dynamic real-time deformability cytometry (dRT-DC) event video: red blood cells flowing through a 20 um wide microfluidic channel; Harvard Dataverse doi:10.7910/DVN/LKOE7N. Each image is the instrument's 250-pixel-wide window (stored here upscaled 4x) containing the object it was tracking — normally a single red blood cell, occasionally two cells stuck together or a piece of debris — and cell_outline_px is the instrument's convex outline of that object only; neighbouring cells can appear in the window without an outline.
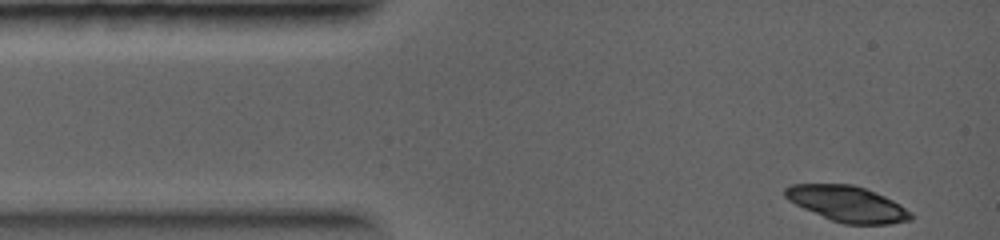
{"species": "common noctule bat (a hibernating species)", "species_latin": "Nyctalus noctula", "temperature_condition": "warm", "stored_images_in_passage": 2, "camera_frame_rate_fps": 5000, "um_per_image_px": 0.085, "animal": {"sex": "female", "body_mass_g": 19.0, "forearm_length_mm": 56.7}, "frame": {"image": 1, "passage_image": 1, "time_ms": 0.0, "image_size_px": [1000, 240], "cell_outline_px": [[912, 220], [888, 224], [844, 224], [832, 220], [804, 208], [788, 200], [784, 196], [784, 188], [792, 184], [852, 184], [876, 192], [900, 204], [912, 212]], "centroid_in_image_um": [72.04, 17.32], "position_along_channel_um": 13.0, "area_um2": 26.07}}